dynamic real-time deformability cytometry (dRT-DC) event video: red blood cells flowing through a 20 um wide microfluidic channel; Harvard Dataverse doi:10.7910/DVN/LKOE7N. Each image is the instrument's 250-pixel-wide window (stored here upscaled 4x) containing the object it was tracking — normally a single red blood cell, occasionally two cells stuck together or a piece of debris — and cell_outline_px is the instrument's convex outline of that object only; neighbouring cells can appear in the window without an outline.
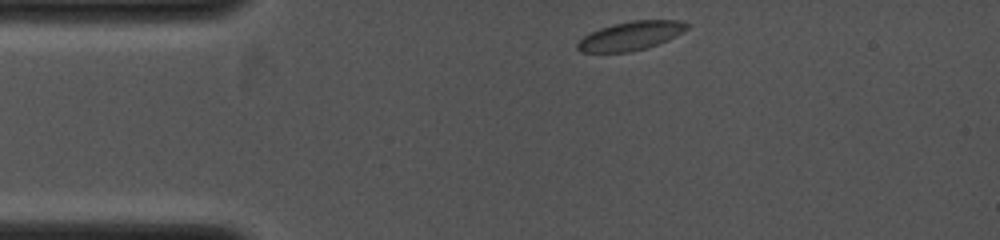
{"species": "common noctule bat (a hibernating species)", "species_latin": "Nyctalus noctula", "temperature_condition": "cold", "stored_images_in_passage": 14, "camera_frame_rate_fps": 4000, "um_per_image_px": 0.085, "animal": {"sex": "female", "body_mass_g": 19.0, "forearm_length_mm": 53.3}, "frame": {"image": 1, "passage_image": 1, "time_ms": 0.0, "image_size_px": [1000, 240], "cell_outline_px": [[688, 28], [676, 36], [668, 40], [648, 48], [628, 52], [580, 52], [576, 48], [576, 44], [584, 36], [600, 28], [612, 24], [632, 20], [684, 20], [688, 24]], "centroid_in_image_um": [53.63, 3.04], "position_along_channel_um": 31.4, "area_um2": 18.44}}
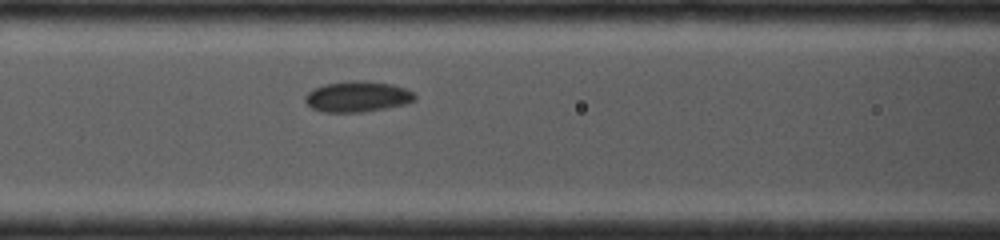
{"frame": {"image": 2, "passage_image": 10, "time_ms": 3.0, "image_size_px": [1000, 240], "cell_outline_px": [[416, 100], [404, 104], [364, 112], [324, 112], [312, 108], [304, 100], [304, 96], [308, 92], [324, 84], [352, 80], [364, 80], [392, 84], [404, 88], [412, 92], [416, 96]], "centroid_in_image_um": [30.38, 8.2], "position_along_channel_um": 136.2, "area_um2": 19.59}}
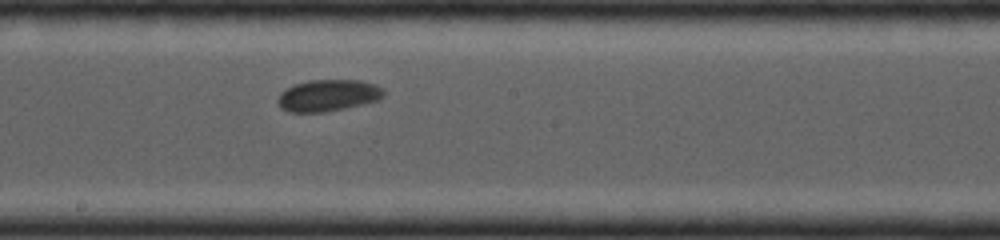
{"frame": {"image": 3, "passage_image": 14, "time_ms": 4.75, "image_size_px": [1000, 240], "cell_outline_px": [[384, 92], [376, 100], [324, 112], [292, 112], [280, 108], [280, 92], [296, 84], [308, 80], [356, 80], [372, 84], [380, 88]], "centroid_in_image_um": [27.83, 8.1], "position_along_channel_um": 220.4, "area_um2": 18.73}}